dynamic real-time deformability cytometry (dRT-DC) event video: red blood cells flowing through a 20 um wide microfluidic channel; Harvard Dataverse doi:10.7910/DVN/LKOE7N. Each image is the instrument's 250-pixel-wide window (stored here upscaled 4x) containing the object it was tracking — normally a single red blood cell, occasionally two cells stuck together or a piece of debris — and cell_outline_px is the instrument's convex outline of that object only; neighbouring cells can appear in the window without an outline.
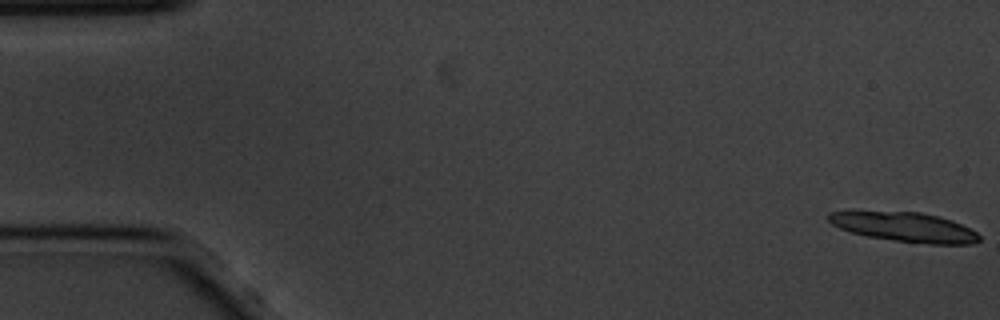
{"species": "common noctule bat (a hibernating species)", "species_latin": "Nyctalus noctula", "temperature_condition": "cold", "stored_images_in_passage": 58, "segment_of_instrument_passage": [1, 2], "camera_frame_rate_fps": 3000, "um_per_image_px": 0.085, "animal": {"sex": "male", "body_mass_g": 20.1, "forearm_length_mm": 53.5}, "frame": {"image": 1, "passage_image": 1, "time_ms": 0.0, "image_size_px": [1000, 320], "cell_outline_px": [[980, 240], [972, 244], [932, 244], [896, 240], [868, 236], [848, 232], [832, 224], [828, 220], [828, 212], [848, 208], [852, 208], [920, 212], [940, 216], [952, 220], [976, 232], [980, 236]], "centroid_in_image_um": [76.75, 19.23], "position_along_channel_um": 8.3, "area_um2": 26.88}}